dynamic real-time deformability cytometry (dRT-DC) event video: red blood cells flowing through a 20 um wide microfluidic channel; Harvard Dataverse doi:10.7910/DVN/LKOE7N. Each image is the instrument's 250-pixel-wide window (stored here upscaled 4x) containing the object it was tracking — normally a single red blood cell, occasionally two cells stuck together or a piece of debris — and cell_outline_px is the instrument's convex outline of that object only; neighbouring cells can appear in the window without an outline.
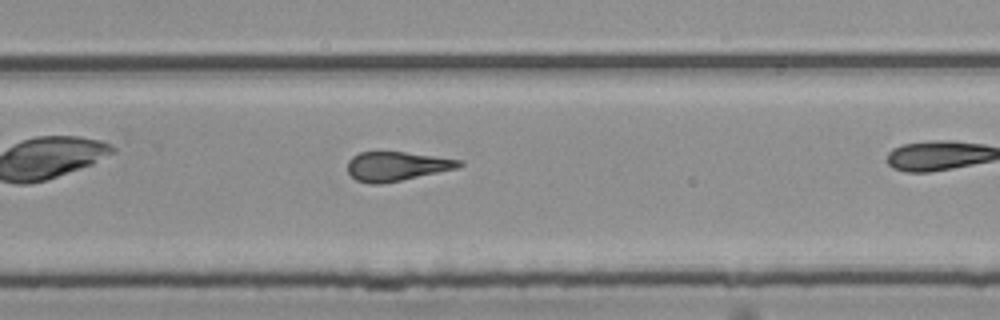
{"species": "common noctule bat (a hibernating species)", "species_latin": "Nyctalus noctula", "temperature_condition": "room temperature", "stored_images_in_passage": 26, "camera_frame_rate_fps": 3000, "um_per_image_px": 0.085, "animal": {"sex": "female", "body_mass_g": 25.1}, "frame": {"image": 1, "passage_image": 19, "time_ms": 6.0, "image_size_px": [1000, 320], "cell_outline_px": [[464, 164], [456, 168], [400, 180], [380, 184], [368, 184], [356, 180], [348, 172], [348, 160], [352, 156], [360, 152], [404, 152], [464, 160]], "centroid_in_image_um": [33.69, 14.12], "position_along_channel_um": 296.1, "area_um2": 18.79}}